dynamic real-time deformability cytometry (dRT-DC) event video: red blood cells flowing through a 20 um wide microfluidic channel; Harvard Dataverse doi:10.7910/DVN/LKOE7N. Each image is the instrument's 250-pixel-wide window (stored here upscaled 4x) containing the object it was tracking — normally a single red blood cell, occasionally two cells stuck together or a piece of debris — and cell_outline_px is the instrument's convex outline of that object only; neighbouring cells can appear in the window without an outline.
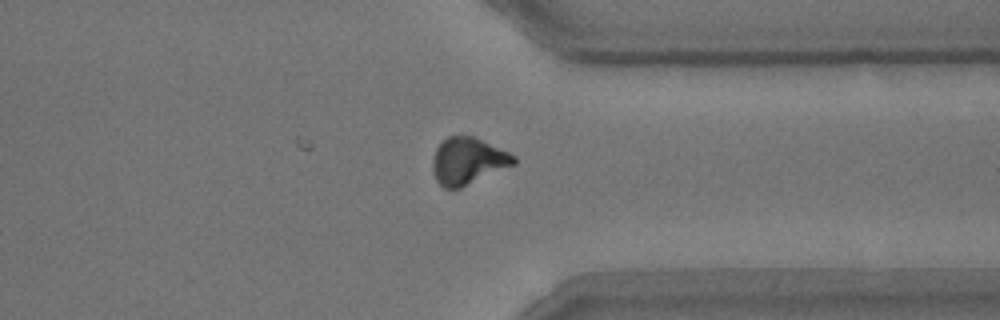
{"species": "common noctule bat (a hibernating species)", "species_latin": "Nyctalus noctula", "temperature_condition": "room temperature", "stored_images_in_passage": 15, "camera_frame_rate_fps": 3000, "um_per_image_px": 0.085, "animal": {"sex": "male", "body_mass_g": 15.6}, "frame": {"image": 1, "passage_image": 13, "time_ms": 15.333, "image_size_px": [1000, 320], "cell_outline_px": [[516, 164], [460, 188], [444, 188], [436, 180], [432, 172], [432, 160], [436, 148], [448, 136], [472, 136], [508, 152], [516, 156]], "centroid_in_image_um": [39.76, 13.7], "position_along_channel_um": 371.6, "area_um2": 21.96}}
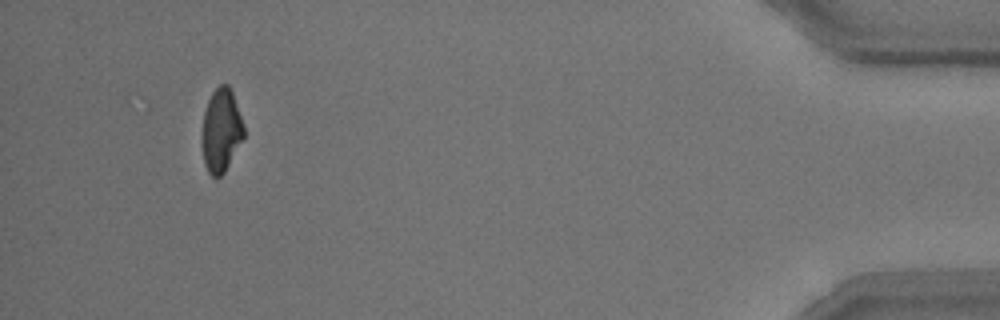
{"frame": {"image": 2, "passage_image": 15, "time_ms": 18.333, "image_size_px": [1000, 320], "cell_outline_px": [[244, 136], [224, 172], [220, 176], [212, 176], [208, 172], [204, 164], [204, 112], [208, 100], [212, 92], [220, 84], [228, 84], [232, 92], [244, 128]], "centroid_in_image_um": [18.81, 11.06], "position_along_channel_um": 416.4, "area_um2": 19.48}}